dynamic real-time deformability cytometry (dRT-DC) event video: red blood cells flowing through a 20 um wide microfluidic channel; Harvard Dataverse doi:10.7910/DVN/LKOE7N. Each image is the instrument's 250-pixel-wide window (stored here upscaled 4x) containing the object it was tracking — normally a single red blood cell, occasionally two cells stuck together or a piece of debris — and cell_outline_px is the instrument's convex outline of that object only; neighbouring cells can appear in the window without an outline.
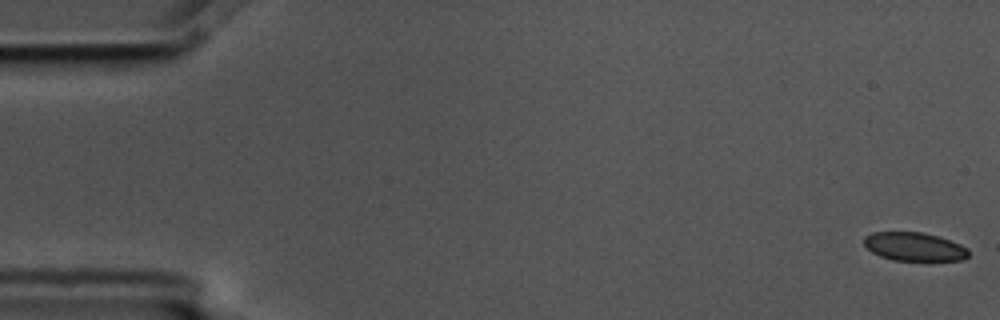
{"species": "common noctule bat (a hibernating species)", "species_latin": "Nyctalus noctula", "temperature_condition": "cold", "stored_images_in_passage": 15, "camera_frame_rate_fps": 3000, "um_per_image_px": 0.085, "animal": {"sex": "male", "body_mass_g": 17.5, "forearm_length_mm": 52.3}, "frame": {"image": 1, "passage_image": 1, "time_ms": 0.0, "image_size_px": [1000, 320], "cell_outline_px": [[968, 256], [964, 260], [892, 260], [880, 256], [872, 252], [864, 244], [864, 236], [872, 232], [920, 232], [936, 236], [960, 244], [968, 248]], "centroid_in_image_um": [77.69, 20.97], "position_along_channel_um": 7.3, "area_um2": 17.22}}
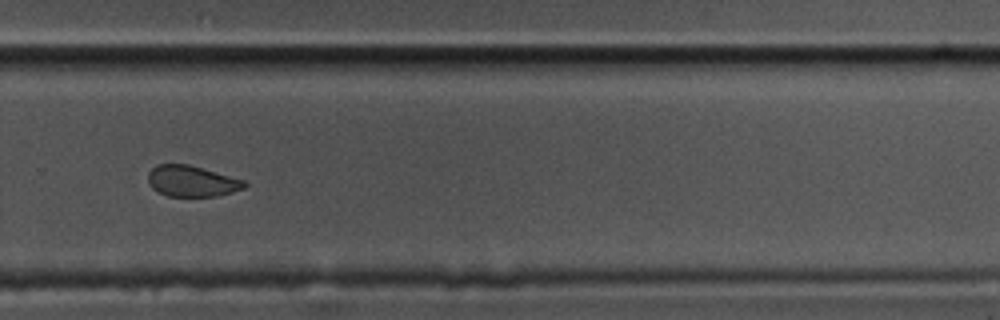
{"frame": {"image": 2, "passage_image": 11, "time_ms": 3.333, "image_size_px": [1000, 320], "cell_outline_px": [[248, 184], [244, 188], [232, 192], [216, 196], [168, 196], [156, 192], [148, 184], [148, 172], [156, 164], [188, 164], [244, 180]], "centroid_in_image_um": [16.26, 15.4], "position_along_channel_um": 313.5, "area_um2": 17.46}}
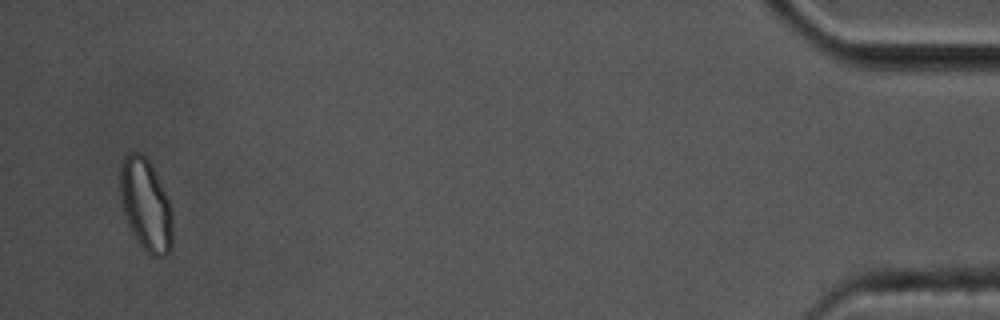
{"frame": {"image": 3, "passage_image": 15, "time_ms": 4.667, "image_size_px": [1000, 320], "cell_outline_px": [[172, 248], [164, 256], [152, 256], [140, 244], [132, 232], [128, 224], [124, 212], [120, 192], [120, 164], [124, 156], [128, 152], [140, 152], [148, 160], [168, 200], [172, 212]], "centroid_in_image_um": [12.38, 17.41], "position_along_channel_um": 422.8, "area_um2": 27.69}}